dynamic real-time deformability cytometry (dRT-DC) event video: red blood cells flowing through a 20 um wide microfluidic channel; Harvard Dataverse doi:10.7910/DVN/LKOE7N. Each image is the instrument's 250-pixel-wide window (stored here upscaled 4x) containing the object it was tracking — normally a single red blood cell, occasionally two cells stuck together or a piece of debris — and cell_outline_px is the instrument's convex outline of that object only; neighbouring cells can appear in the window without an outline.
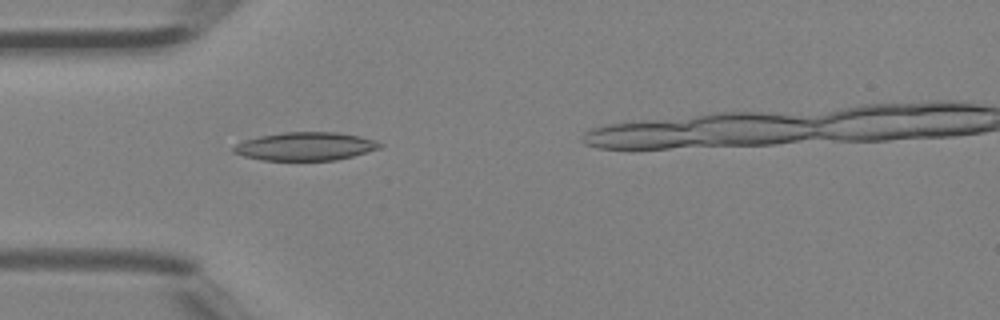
{"species": "Egyptian fruit bat (a non-hibernating species)", "species_latin": "Rousettus aegyptiacus", "temperature_condition": "room temperature", "stored_images_in_passage": 3, "camera_frame_rate_fps": 3000, "um_per_image_px": 0.085, "animal": {"sex": "female"}, "frame": {"image": 1, "passage_image": 3, "time_ms": 0.667, "image_size_px": [1000, 320], "cell_outline_px": [[384, 144], [380, 148], [352, 156], [336, 160], [264, 160], [244, 156], [232, 152], [232, 148], [236, 144], [244, 140], [260, 136], [284, 132], [336, 132], [360, 136], [376, 140]], "centroid_in_image_um": [25.97, 12.43], "position_along_channel_um": 59.0, "area_um2": 24.04}}